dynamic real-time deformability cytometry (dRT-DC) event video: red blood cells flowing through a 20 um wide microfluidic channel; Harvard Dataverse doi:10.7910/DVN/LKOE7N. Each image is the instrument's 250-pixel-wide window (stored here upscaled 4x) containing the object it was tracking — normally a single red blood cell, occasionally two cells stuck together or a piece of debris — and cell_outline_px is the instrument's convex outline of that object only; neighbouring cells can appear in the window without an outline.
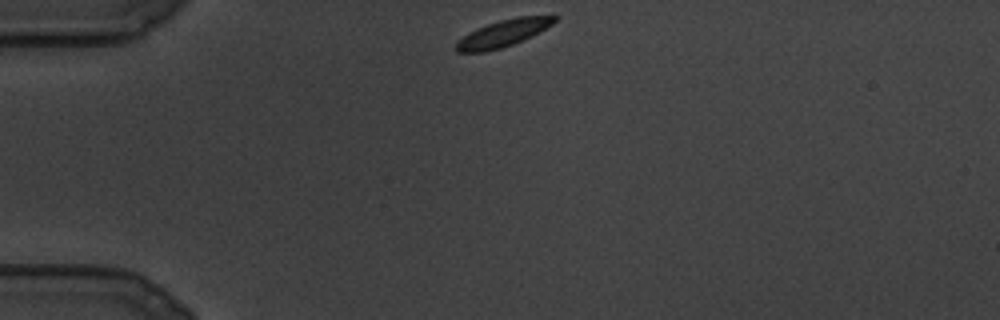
{"species": "common noctule bat (a hibernating species)", "species_latin": "Nyctalus noctula", "temperature_condition": "cold", "stored_images_in_passage": 87, "camera_frame_rate_fps": 3000, "um_per_image_px": 0.085, "animal": {"sex": "male", "body_mass_g": 19.5, "forearm_length_mm": 54.6}, "frame": {"image": 1, "passage_image": 1, "time_ms": 0.0, "image_size_px": [1000, 320], "cell_outline_px": [[560, 16], [552, 24], [532, 36], [524, 40], [500, 48], [484, 52], [456, 52], [452, 48], [464, 36], [476, 28], [500, 20], [516, 16]], "centroid_in_image_um": [42.76, 2.83], "position_along_channel_um": 42.2, "area_um2": 15.32}}
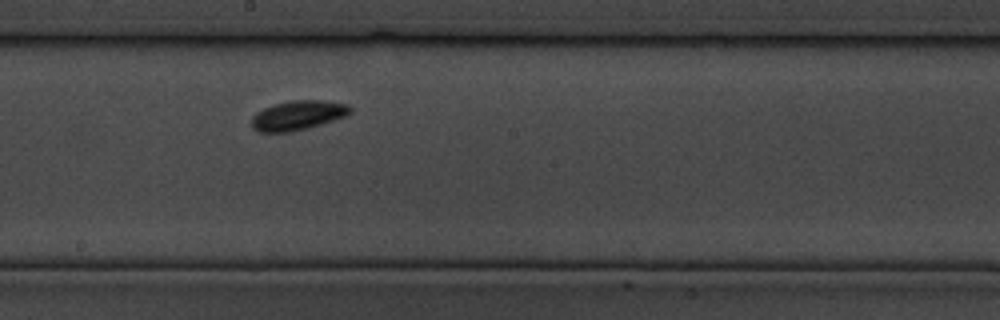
{"frame": {"image": 2, "passage_image": 37, "time_ms": 12.0, "image_size_px": [1000, 320], "cell_outline_px": [[352, 112], [344, 116], [308, 128], [292, 132], [260, 132], [252, 128], [252, 116], [256, 112], [264, 108], [276, 104], [292, 100], [328, 100], [348, 104], [352, 108]], "centroid_in_image_um": [25.33, 9.8], "position_along_channel_um": 222.9, "area_um2": 16.94}}
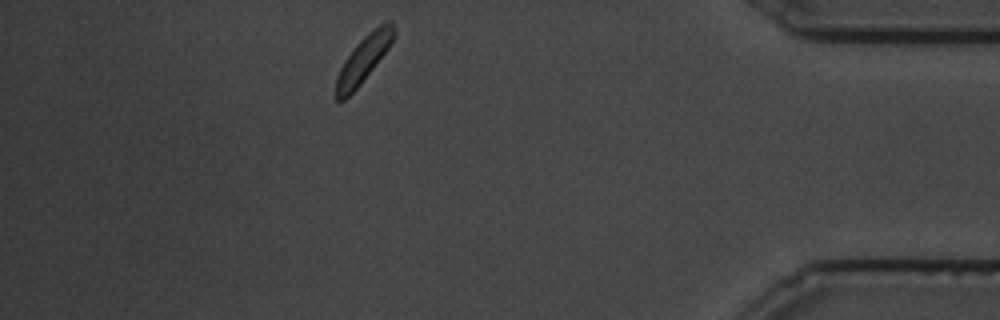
{"frame": {"image": 3, "passage_image": 74, "time_ms": 24.333, "image_size_px": [1000, 320], "cell_outline_px": [[396, 32], [388, 48], [360, 84], [344, 100], [336, 100], [336, 76], [344, 60], [356, 44], [364, 36], [380, 24], [388, 20], [392, 20], [396, 28]], "centroid_in_image_um": [30.91, 4.98], "position_along_channel_um": 404.3, "area_um2": 15.32}}